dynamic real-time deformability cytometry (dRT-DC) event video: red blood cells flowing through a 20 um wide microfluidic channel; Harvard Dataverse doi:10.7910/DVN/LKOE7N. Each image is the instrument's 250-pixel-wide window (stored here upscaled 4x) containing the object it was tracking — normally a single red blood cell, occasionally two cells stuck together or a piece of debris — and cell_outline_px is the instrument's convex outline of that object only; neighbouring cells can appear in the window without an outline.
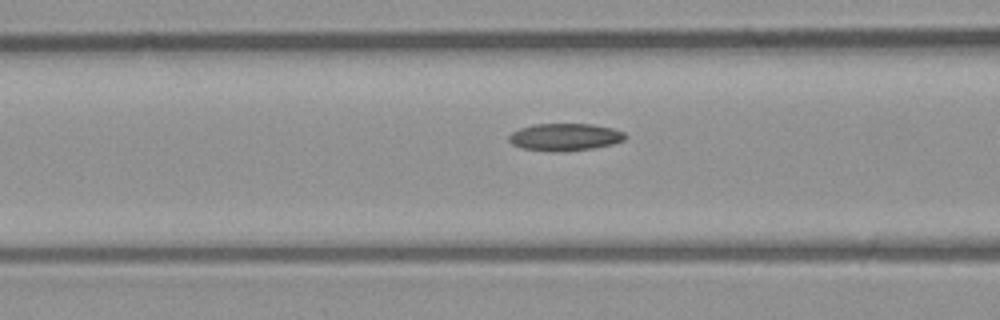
{"species": "common noctule bat (a hibernating species)", "species_latin": "Nyctalus noctula", "temperature_condition": "room temperature", "stored_images_in_passage": 6, "camera_frame_rate_fps": 3000, "um_per_image_px": 0.085, "animal": {"sex": "male", "body_mass_g": 23.1, "forearm_length_mm": 52.7}, "frame": {"image": 1, "passage_image": 5, "time_ms": 1.333, "image_size_px": [1000, 320], "cell_outline_px": [[628, 136], [624, 140], [612, 144], [596, 148], [564, 152], [552, 152], [520, 148], [512, 144], [508, 140], [508, 136], [512, 132], [520, 128], [532, 124], [592, 124], [612, 128], [624, 132]], "centroid_in_image_um": [48.01, 11.66], "position_along_channel_um": 118.6, "area_um2": 18.84}}